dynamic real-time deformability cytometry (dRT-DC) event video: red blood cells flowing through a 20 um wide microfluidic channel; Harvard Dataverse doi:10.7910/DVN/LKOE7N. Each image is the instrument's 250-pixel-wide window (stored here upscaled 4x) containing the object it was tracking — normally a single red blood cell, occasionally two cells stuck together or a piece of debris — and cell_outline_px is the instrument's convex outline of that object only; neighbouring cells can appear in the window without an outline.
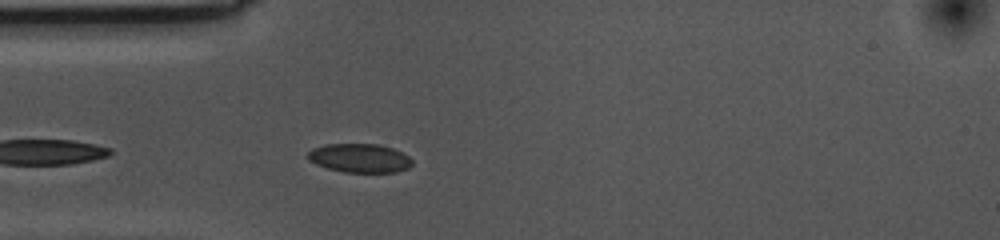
{"species": "common noctule bat (a hibernating species)", "species_latin": "Nyctalus noctula", "temperature_condition": "cold", "stored_images_in_passage": 12, "camera_frame_rate_fps": 3000, "um_per_image_px": 0.085, "animal": {"sex": "female", "body_mass_g": 10.0, "forearm_length_mm": 53.1}, "frame": {"image": 1, "passage_image": 3, "time_ms": 0.667, "image_size_px": [1000, 240], "cell_outline_px": [[412, 164], [408, 168], [396, 172], [344, 172], [328, 168], [316, 164], [308, 160], [308, 152], [312, 148], [324, 144], [376, 144], [392, 148], [408, 156], [412, 160]], "centroid_in_image_um": [30.55, 13.43], "position_along_channel_um": 54.5, "area_um2": 17.46}}
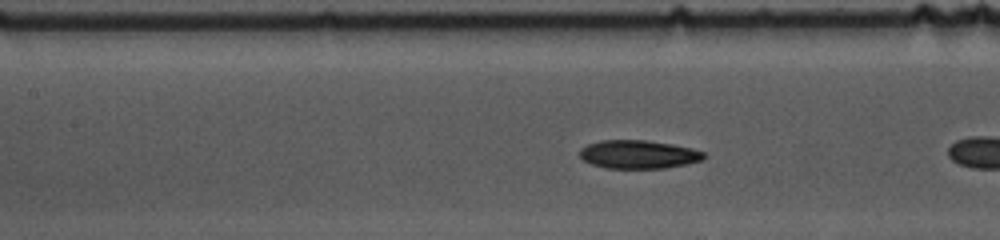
{"frame": {"image": 2, "passage_image": 9, "time_ms": 2.667, "image_size_px": [1000, 240], "cell_outline_px": [[708, 156], [704, 160], [688, 164], [664, 168], [608, 168], [592, 164], [584, 160], [580, 156], [580, 148], [588, 144], [600, 140], [644, 140], [672, 144], [692, 148], [704, 152]], "centroid_in_image_um": [54.32, 13.12], "position_along_channel_um": 153.1, "area_um2": 20.63}}